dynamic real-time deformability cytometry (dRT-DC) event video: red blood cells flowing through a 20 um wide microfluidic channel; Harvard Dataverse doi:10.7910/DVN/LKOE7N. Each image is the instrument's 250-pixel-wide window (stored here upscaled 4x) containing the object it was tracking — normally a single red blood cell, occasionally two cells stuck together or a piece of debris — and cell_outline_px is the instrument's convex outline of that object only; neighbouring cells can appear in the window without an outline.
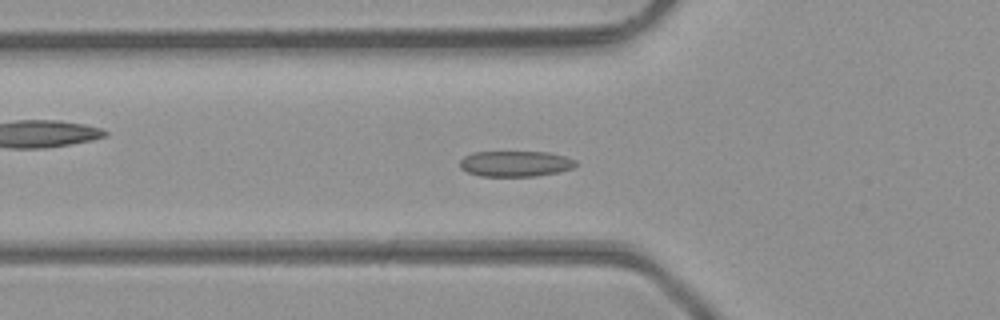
{"species": "common noctule bat (a hibernating species)", "species_latin": "Nyctalus noctula", "temperature_condition": "room temperature", "stored_images_in_passage": 36, "camera_frame_rate_fps": 3000, "um_per_image_px": 0.085, "animal": {"sex": "male", "body_mass_g": 23.1, "forearm_length_mm": 52.7}, "frame": {"image": 1, "passage_image": 16, "time_ms": 5.0, "image_size_px": [1000, 320], "cell_outline_px": [[580, 164], [572, 168], [560, 172], [536, 176], [480, 176], [468, 172], [460, 168], [460, 160], [464, 156], [472, 152], [548, 152], [564, 156], [576, 160]], "centroid_in_image_um": [43.83, 13.91], "position_along_channel_um": 82.0, "area_um2": 17.51}}
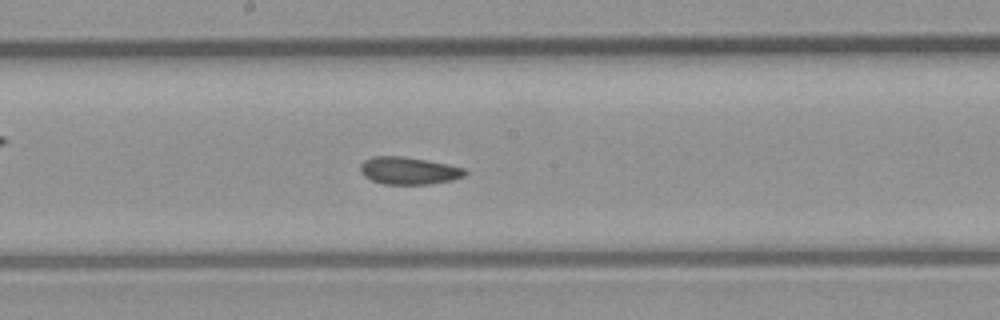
{"frame": {"image": 2, "passage_image": 25, "time_ms": 8.0, "image_size_px": [1000, 320], "cell_outline_px": [[468, 172], [464, 176], [452, 180], [428, 184], [384, 184], [372, 180], [364, 176], [360, 172], [360, 164], [364, 160], [372, 156], [400, 156], [448, 164], [464, 168]], "centroid_in_image_um": [34.72, 14.51], "position_along_channel_um": 213.5, "area_um2": 16.65}}
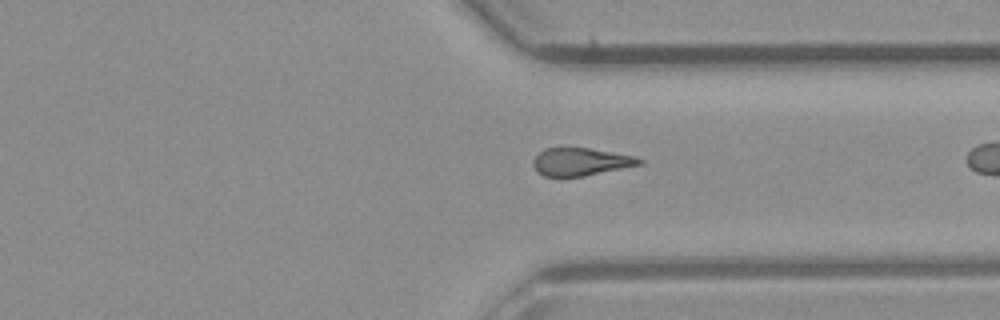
{"frame": {"image": 3, "passage_image": 35, "time_ms": 11.333, "image_size_px": [1000, 320], "cell_outline_px": [[644, 160], [640, 164], [584, 176], [544, 176], [536, 172], [532, 164], [532, 160], [544, 148], [588, 148], [636, 156]], "centroid_in_image_um": [49.32, 13.75], "position_along_channel_um": 362.1, "area_um2": 16.99}}